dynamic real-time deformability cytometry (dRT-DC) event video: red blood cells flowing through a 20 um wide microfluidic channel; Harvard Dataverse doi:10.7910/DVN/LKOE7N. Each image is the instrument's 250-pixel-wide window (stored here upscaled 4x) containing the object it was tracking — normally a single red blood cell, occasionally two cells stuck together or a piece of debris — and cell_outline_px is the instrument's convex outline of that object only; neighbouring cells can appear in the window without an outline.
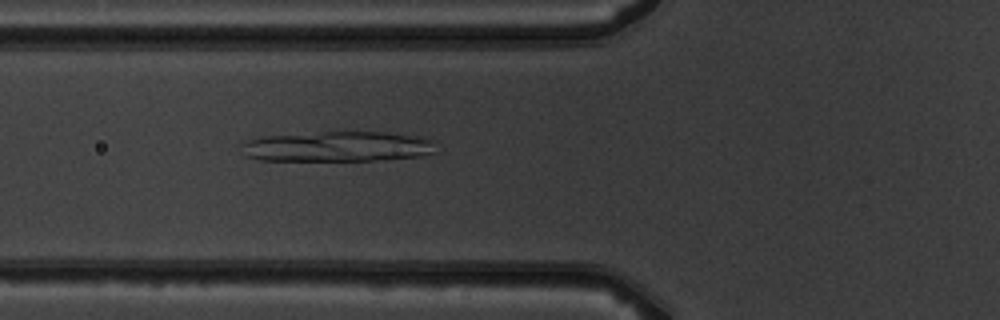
{"species": "common noctule bat (a hibernating species)", "species_latin": "Nyctalus noctula", "temperature_condition": "warm", "stored_images_in_passage": 6, "camera_frame_rate_fps": 3000, "um_per_image_px": 0.085, "animal": {"sex": "male", "body_mass_g": 19.5, "forearm_length_mm": 54.6}, "frame": {"image": 1, "passage_image": 6, "time_ms": 5.667, "image_size_px": [1000, 320], "cell_outline_px": [[436, 152], [420, 156], [372, 160], [260, 160], [244, 156], [240, 144], [248, 140], [264, 136], [320, 132], [384, 132], [428, 136], [436, 140]], "centroid_in_image_um": [28.77, 12.44], "position_along_channel_um": 97.0, "area_um2": 34.68}}